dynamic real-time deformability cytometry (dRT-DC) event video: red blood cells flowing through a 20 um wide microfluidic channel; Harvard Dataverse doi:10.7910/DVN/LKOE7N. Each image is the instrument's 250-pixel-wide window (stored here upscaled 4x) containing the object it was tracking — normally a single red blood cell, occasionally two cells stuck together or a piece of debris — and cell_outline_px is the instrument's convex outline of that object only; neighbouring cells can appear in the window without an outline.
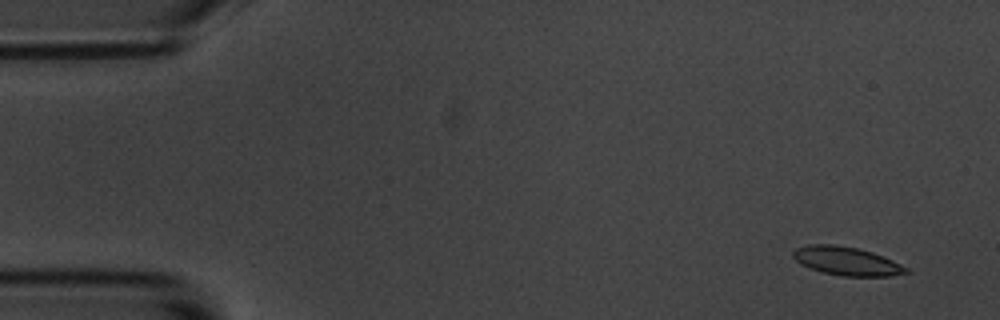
{"species": "common noctule bat (a hibernating species)", "species_latin": "Nyctalus noctula", "temperature_condition": "room temperature", "stored_images_in_passage": 4, "camera_frame_rate_fps": 3000, "um_per_image_px": 0.085, "animal": {"sex": "male", "body_mass_g": 20.1, "forearm_length_mm": 53.5}, "frame": {"image": 1, "passage_image": 1, "time_ms": 0.0, "image_size_px": [1000, 320], "cell_outline_px": [[908, 272], [892, 276], [840, 276], [808, 268], [800, 264], [792, 256], [792, 252], [796, 248], [808, 244], [836, 244], [856, 248], [872, 252], [892, 260], [908, 268]], "centroid_in_image_um": [71.92, 22.19], "position_along_channel_um": 13.1, "area_um2": 18.79}}
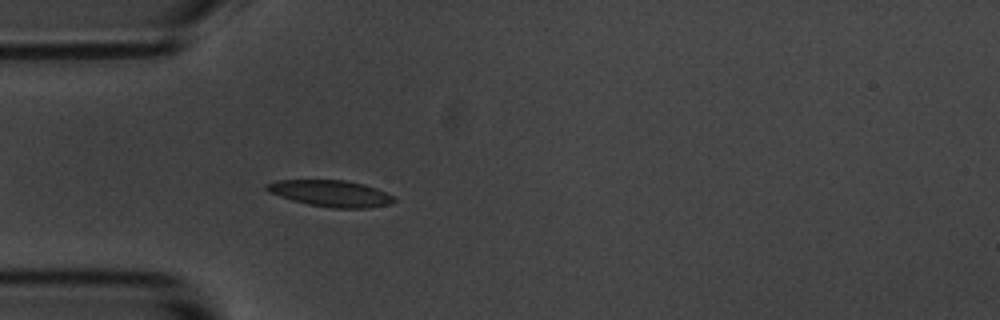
{"frame": {"image": 2, "passage_image": 4, "time_ms": 4.333, "image_size_px": [1000, 320], "cell_outline_px": [[396, 200], [392, 204], [368, 208], [332, 208], [308, 204], [292, 200], [268, 192], [264, 188], [264, 184], [276, 180], [344, 180], [364, 184], [376, 188], [392, 196]], "centroid_in_image_um": [28.09, 16.44], "position_along_channel_um": 56.9, "area_um2": 19.65}}